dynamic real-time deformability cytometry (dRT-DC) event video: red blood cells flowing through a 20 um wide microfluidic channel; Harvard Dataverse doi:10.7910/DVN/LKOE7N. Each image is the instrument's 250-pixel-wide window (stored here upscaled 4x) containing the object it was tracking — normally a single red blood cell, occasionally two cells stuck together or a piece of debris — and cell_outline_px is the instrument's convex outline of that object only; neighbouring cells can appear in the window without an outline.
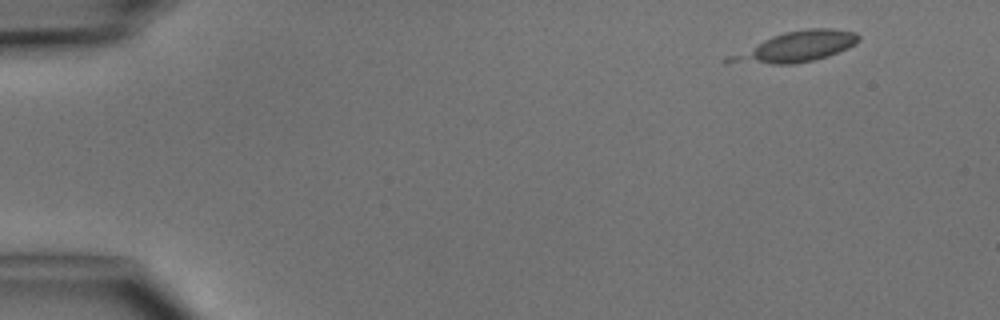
{"species": "common noctule bat (a hibernating species)", "species_latin": "Nyctalus noctula", "temperature_condition": "cold", "stored_images_in_passage": 5, "camera_frame_rate_fps": 3000, "um_per_image_px": 0.085, "animal": {"sex": "male", "body_mass_g": 15.6}, "frame": {"image": 1, "passage_image": 1, "time_ms": 0.0, "image_size_px": [1000, 320], "cell_outline_px": [[860, 40], [856, 44], [848, 48], [828, 56], [796, 64], [724, 64], [724, 56], [772, 36], [784, 32], [804, 28], [832, 28], [856, 32], [860, 36]], "centroid_in_image_um": [67.57, 3.99], "position_along_channel_um": 17.4, "area_um2": 23.47}}